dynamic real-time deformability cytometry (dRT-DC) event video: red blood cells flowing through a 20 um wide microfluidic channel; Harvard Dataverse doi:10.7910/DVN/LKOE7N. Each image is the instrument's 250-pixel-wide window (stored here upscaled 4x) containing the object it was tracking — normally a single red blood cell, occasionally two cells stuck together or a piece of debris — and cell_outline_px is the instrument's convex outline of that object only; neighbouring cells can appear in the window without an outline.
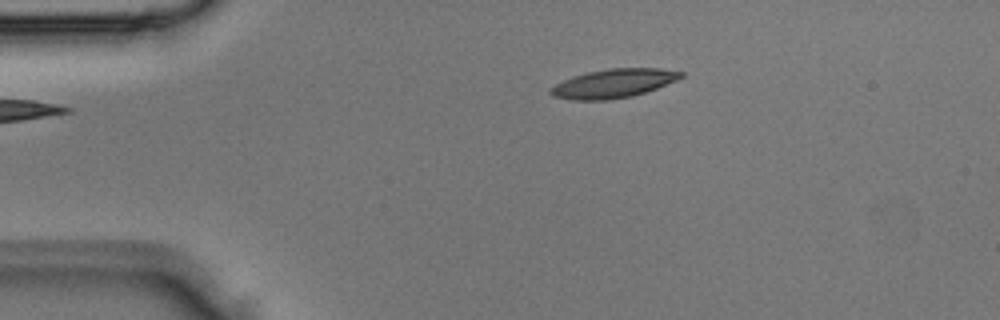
{"species": "Egyptian fruit bat (a non-hibernating species)", "species_latin": "Rousettus aegyptiacus", "temperature_condition": "room temperature", "stored_images_in_passage": 4, "camera_frame_rate_fps": 3000, "um_per_image_px": 0.085, "animal": {"sex": "male"}, "frame": {"image": 1, "passage_image": 2, "time_ms": 0.333, "image_size_px": [1000, 320], "cell_outline_px": [[684, 76], [676, 80], [656, 88], [632, 96], [608, 100], [576, 100], [552, 96], [548, 92], [548, 88], [572, 76], [588, 72], [608, 68], [660, 68], [684, 72]], "centroid_in_image_um": [52.12, 7.09], "position_along_channel_um": 32.9, "area_um2": 21.85}}
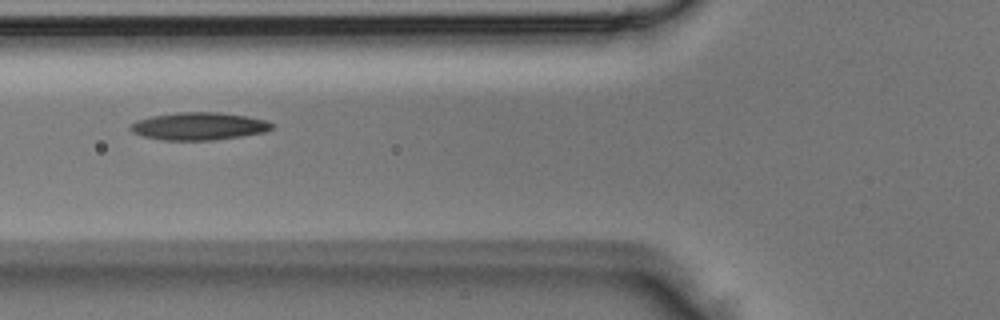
{"frame": {"image": 2, "passage_image": 4, "time_ms": 1.0, "image_size_px": [1000, 320], "cell_outline_px": [[276, 128], [264, 132], [240, 136], [212, 140], [160, 140], [144, 136], [132, 132], [128, 128], [136, 120], [152, 116], [180, 112], [220, 112], [244, 116], [264, 120], [276, 124]], "centroid_in_image_um": [16.91, 10.73], "position_along_channel_um": 108.9, "area_um2": 22.72}}